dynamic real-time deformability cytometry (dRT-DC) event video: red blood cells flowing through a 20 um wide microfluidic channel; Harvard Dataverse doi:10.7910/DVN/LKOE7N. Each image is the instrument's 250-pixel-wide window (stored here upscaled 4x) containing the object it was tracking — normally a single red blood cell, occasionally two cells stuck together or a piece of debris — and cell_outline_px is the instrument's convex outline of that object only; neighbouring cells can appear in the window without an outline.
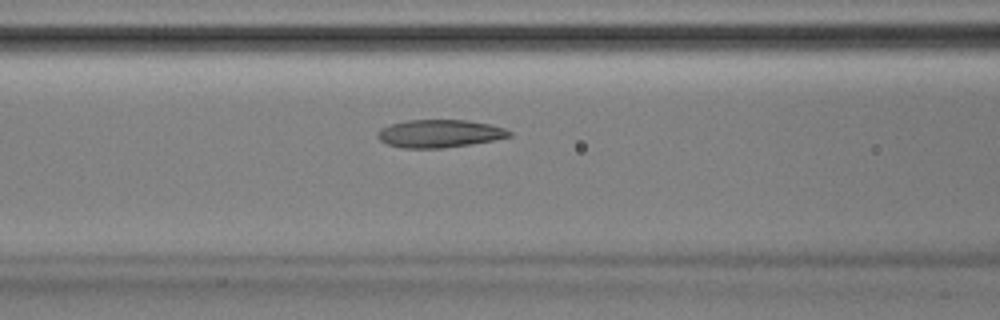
{"species": "Egyptian fruit bat (a non-hibernating species)", "species_latin": "Rousettus aegyptiacus", "temperature_condition": "room temperature", "stored_images_in_passage": 44, "camera_frame_rate_fps": 3000, "um_per_image_px": 0.085, "animal": {"sex": "male"}, "frame": {"image": 1, "passage_image": 20, "time_ms": 6.333, "image_size_px": [1000, 320], "cell_outline_px": [[512, 136], [492, 140], [468, 144], [440, 148], [404, 148], [388, 144], [380, 140], [376, 136], [376, 132], [380, 128], [392, 124], [408, 120], [468, 120], [488, 124], [504, 128], [512, 132]], "centroid_in_image_um": [37.33, 11.35], "position_along_channel_um": 129.3, "area_um2": 21.15}}
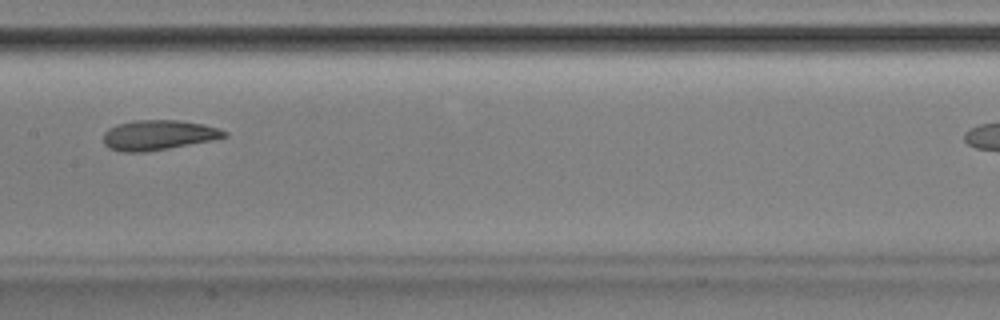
{"frame": {"image": 2, "passage_image": 25, "time_ms": 8.0, "image_size_px": [1000, 320], "cell_outline_px": [[228, 136], [212, 140], [148, 152], [120, 152], [108, 148], [104, 144], [104, 132], [108, 128], [116, 124], [132, 120], [176, 120], [204, 124], [228, 132]], "centroid_in_image_um": [13.42, 11.48], "position_along_channel_um": 194.0, "area_um2": 21.27}}
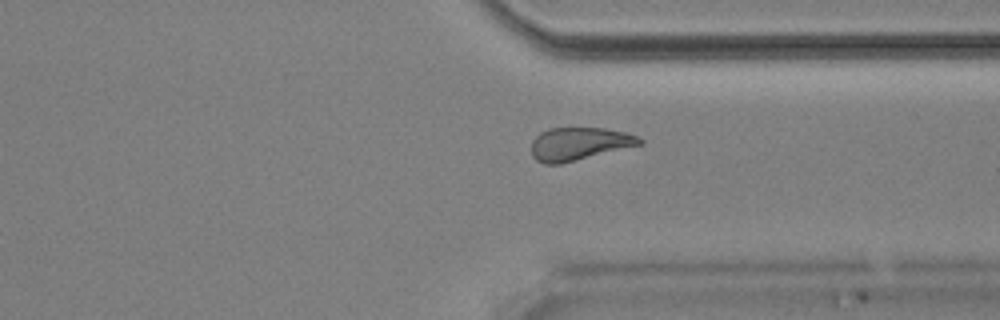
{"frame": {"image": 3, "passage_image": 38, "time_ms": 12.333, "image_size_px": [1000, 320], "cell_outline_px": [[644, 144], [560, 164], [544, 164], [536, 160], [532, 156], [532, 140], [540, 132], [548, 128], [604, 128], [624, 132], [636, 136], [644, 140]], "centroid_in_image_um": [49.22, 12.23], "position_along_channel_um": 362.2, "area_um2": 20.81}, "authors_computed_cell_mechanics": {"area_um2": 21.5594, "velocity_mm_per_s": 3.8849, "shape_relaxation_time_tau1_ms": 6.6296, "shape_relaxation_time_tau2_ms": 3.7441, "deformation_change_tau1": 0.1752, "deformation_change_tau2": 0.1127}}